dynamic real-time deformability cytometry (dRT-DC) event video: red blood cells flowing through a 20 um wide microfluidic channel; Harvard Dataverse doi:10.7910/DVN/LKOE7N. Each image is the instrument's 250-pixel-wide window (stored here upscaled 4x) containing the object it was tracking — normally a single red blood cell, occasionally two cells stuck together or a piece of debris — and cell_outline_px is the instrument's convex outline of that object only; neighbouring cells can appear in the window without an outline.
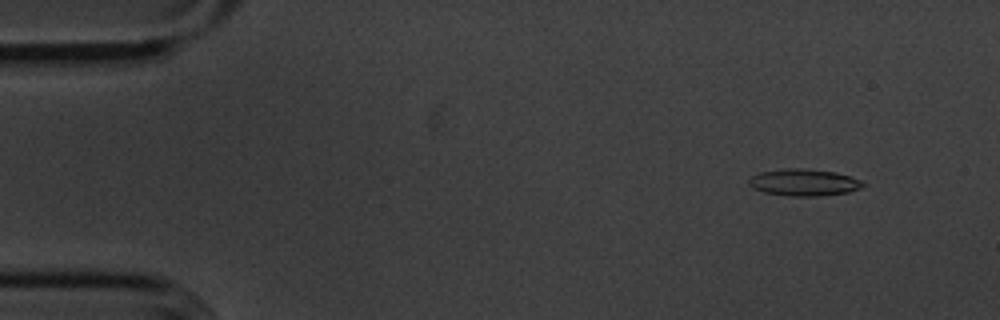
{"species": "common noctule bat (a hibernating species)", "species_latin": "Nyctalus noctula", "temperature_condition": "cold", "stored_images_in_passage": 55, "camera_frame_rate_fps": 3000, "um_per_image_px": 0.085, "animal": {"sex": "male", "body_mass_g": 20.1, "forearm_length_mm": 53.5}, "frame": {"image": 1, "passage_image": 5, "time_ms": 1.333, "image_size_px": [1000, 320], "cell_outline_px": [[864, 184], [860, 188], [848, 192], [820, 196], [788, 196], [764, 192], [752, 188], [748, 184], [748, 180], [752, 176], [760, 172], [788, 168], [800, 168], [836, 172], [860, 180]], "centroid_in_image_um": [68.29, 15.51], "position_along_channel_um": 16.7, "area_um2": 17.74}}
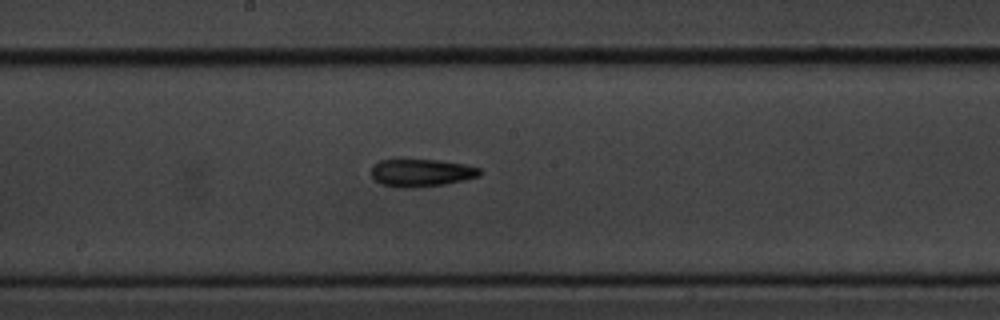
{"frame": {"image": 2, "passage_image": 29, "time_ms": 9.333, "image_size_px": [1000, 320], "cell_outline_px": [[480, 176], [464, 180], [444, 184], [412, 188], [396, 188], [380, 184], [372, 176], [372, 164], [380, 160], [436, 160], [464, 164], [480, 168]], "centroid_in_image_um": [35.78, 14.7], "position_along_channel_um": 212.4, "area_um2": 17.46}}
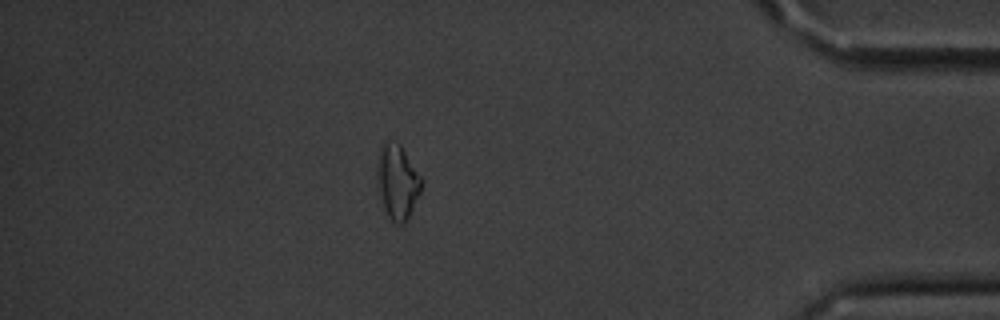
{"frame": {"image": 3, "passage_image": 48, "time_ms": 15.667, "image_size_px": [1000, 320], "cell_outline_px": [[424, 180], [420, 192], [404, 224], [396, 224], [388, 216], [384, 208], [376, 176], [376, 164], [380, 148], [384, 140], [396, 140], [400, 144]], "centroid_in_image_um": [33.77, 15.39], "position_along_channel_um": 401.4, "area_um2": 19.31}, "authors_computed_cell_mechanics": {"area_um2": 17.1088, "velocity_mm_per_s": 3.6139, "shape_relaxation_time_tau1_ms": 2.8049, "shape_relaxation_time_tau2_ms": 11.0327, "deformation_change_tau1": 0.1277, "deformation_change_tau2": 0.2513}}